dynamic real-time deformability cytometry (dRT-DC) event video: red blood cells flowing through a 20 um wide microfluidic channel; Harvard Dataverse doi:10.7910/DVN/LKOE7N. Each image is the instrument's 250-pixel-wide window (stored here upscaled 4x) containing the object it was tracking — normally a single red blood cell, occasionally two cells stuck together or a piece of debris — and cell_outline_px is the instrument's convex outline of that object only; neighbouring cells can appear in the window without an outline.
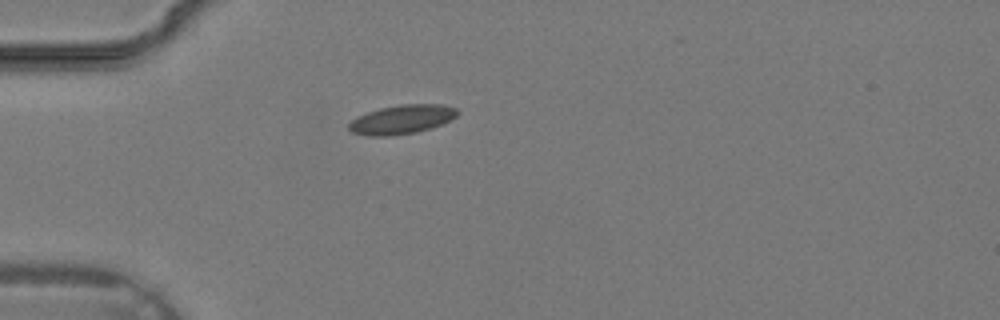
{"species": "common noctule bat (a hibernating species)", "species_latin": "Nyctalus noctula", "temperature_condition": "warm", "stored_images_in_passage": 27, "camera_frame_rate_fps": 3000, "um_per_image_px": 0.085, "animal": {"sex": "male", "body_mass_g": 19.2, "forearm_length_mm": 51.8}, "frame": {"image": 1, "passage_image": 1, "time_ms": 0.0, "image_size_px": [1000, 320], "cell_outline_px": [[460, 112], [456, 116], [440, 124], [416, 132], [392, 136], [368, 136], [352, 132], [348, 128], [348, 124], [356, 116], [380, 108], [400, 104], [440, 104], [456, 108]], "centroid_in_image_um": [34.12, 10.15], "position_along_channel_um": 50.9, "area_um2": 18.26}}
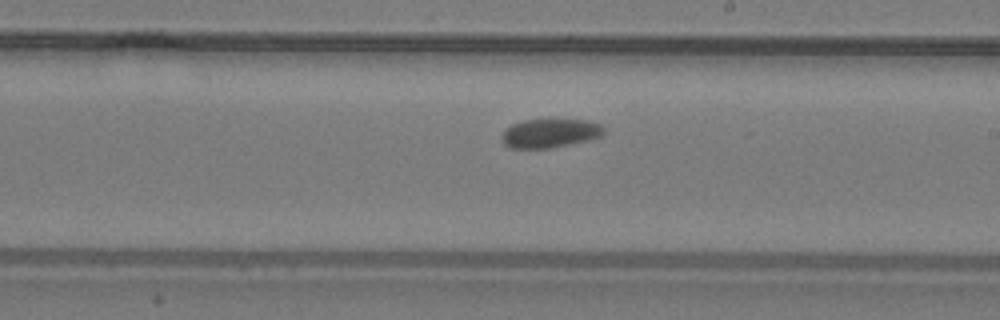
{"frame": {"image": 2, "passage_image": 12, "time_ms": 3.667, "image_size_px": [1000, 320], "cell_outline_px": [[604, 132], [600, 136], [588, 140], [548, 148], [508, 148], [504, 144], [500, 136], [512, 124], [524, 120], [588, 120], [600, 124], [604, 128]], "centroid_in_image_um": [46.73, 11.32], "position_along_channel_um": 242.3, "area_um2": 16.94}}
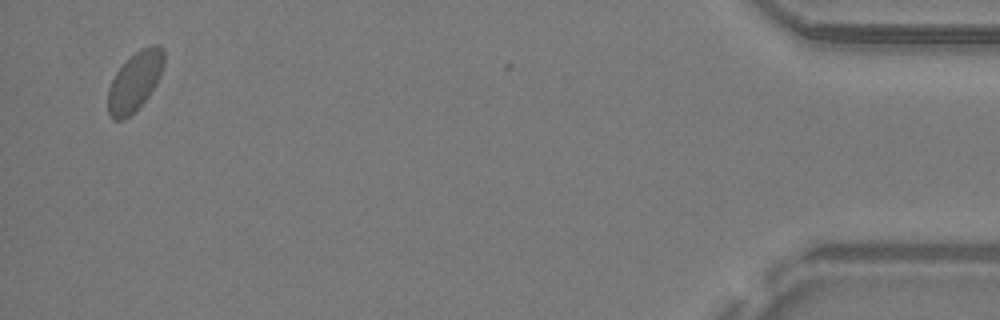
{"frame": {"image": 3, "passage_image": 26, "time_ms": 8.333, "image_size_px": [1000, 320], "cell_outline_px": [[164, 64], [160, 76], [156, 84], [148, 96], [124, 120], [116, 120], [108, 112], [108, 88], [116, 72], [136, 52], [152, 44], [156, 44], [164, 52]], "centroid_in_image_um": [11.47, 6.92], "position_along_channel_um": 423.7, "area_um2": 18.73}}